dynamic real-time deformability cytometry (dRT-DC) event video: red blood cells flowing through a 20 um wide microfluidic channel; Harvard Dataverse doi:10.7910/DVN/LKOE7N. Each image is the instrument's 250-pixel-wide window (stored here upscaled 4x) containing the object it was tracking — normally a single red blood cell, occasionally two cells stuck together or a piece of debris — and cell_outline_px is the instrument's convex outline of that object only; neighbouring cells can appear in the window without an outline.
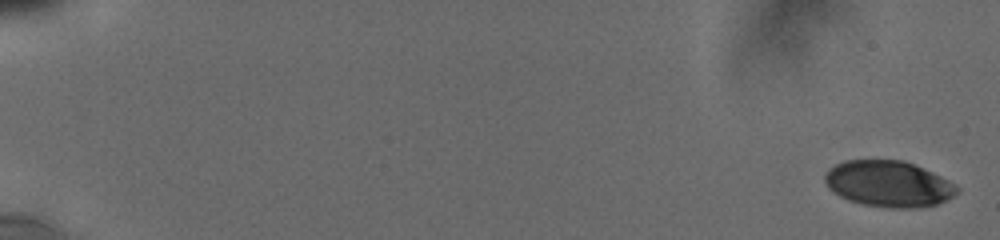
{"species": "human", "species_latin": "Homo sapiens", "temperature_condition": "cold", "stored_images_in_passage": 34, "camera_frame_rate_fps": 3000, "um_per_image_px": 0.085, "donor": {"sex": "male"}, "frame": {"image": 1, "passage_image": 1, "time_ms": 0.0, "image_size_px": [1000, 240], "cell_outline_px": [[960, 192], [936, 204], [920, 208], [888, 208], [864, 204], [848, 200], [840, 196], [828, 188], [824, 180], [824, 176], [828, 168], [844, 160], [904, 160], [932, 172], [948, 180], [960, 188]], "centroid_in_image_um": [75.51, 15.62], "position_along_channel_um": 9.5, "area_um2": 35.55}}
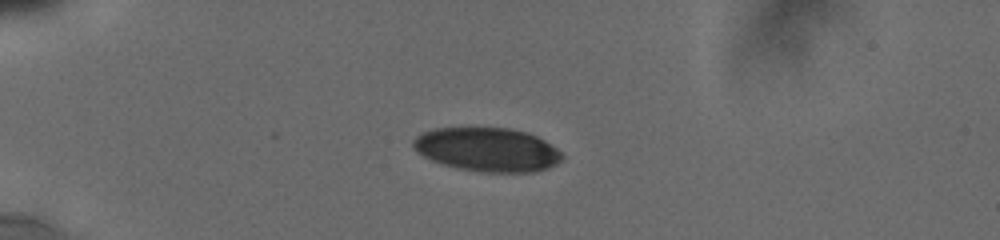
{"frame": {"image": 2, "passage_image": 20, "time_ms": 5.0, "image_size_px": [1000, 240], "cell_outline_px": [[564, 156], [556, 164], [548, 168], [536, 172], [484, 172], [456, 168], [432, 160], [416, 152], [412, 144], [412, 140], [416, 136], [432, 128], [512, 128], [528, 132], [544, 140], [556, 148]], "centroid_in_image_um": [41.42, 12.71], "position_along_channel_um": 43.6, "area_um2": 38.09}}
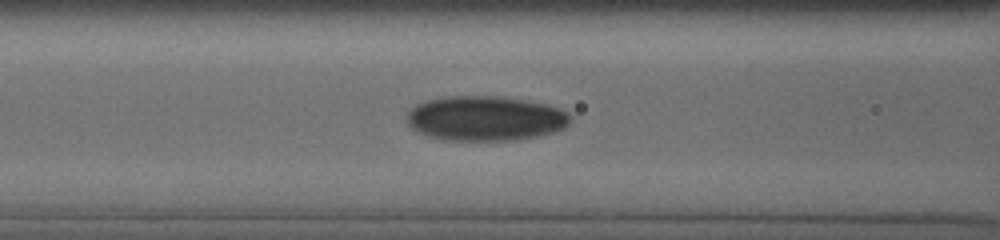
{"frame": {"image": 3, "passage_image": 33, "time_ms": 8.333, "image_size_px": [1000, 240], "cell_outline_px": [[572, 116], [568, 124], [564, 128], [552, 132], [536, 136], [516, 140], [444, 140], [428, 136], [412, 128], [408, 124], [408, 112], [416, 104], [428, 100], [452, 96], [492, 96], [524, 100], [544, 104], [560, 108]], "centroid_in_image_um": [41.26, 10.07], "position_along_channel_um": 125.3, "area_um2": 42.31}}